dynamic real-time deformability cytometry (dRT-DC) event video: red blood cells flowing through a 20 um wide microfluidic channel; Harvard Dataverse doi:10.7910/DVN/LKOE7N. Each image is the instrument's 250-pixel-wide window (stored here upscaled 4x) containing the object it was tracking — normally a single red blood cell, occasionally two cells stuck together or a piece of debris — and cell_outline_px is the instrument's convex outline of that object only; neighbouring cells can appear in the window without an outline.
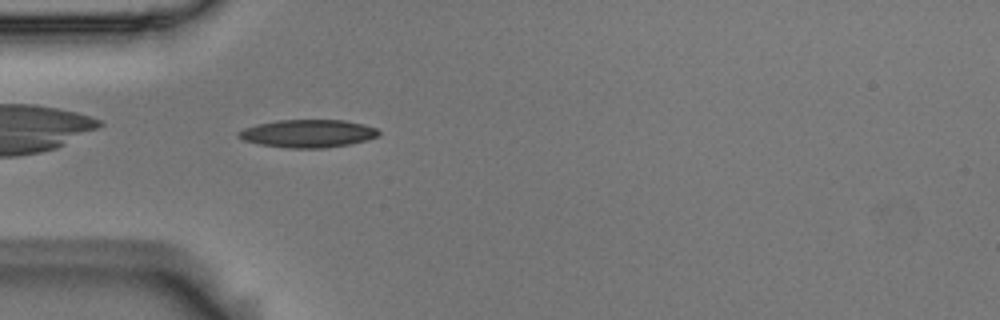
{"species": "Egyptian fruit bat (a non-hibernating species)", "species_latin": "Rousettus aegyptiacus", "temperature_condition": "room temperature", "stored_images_in_passage": 3, "camera_frame_rate_fps": 3000, "um_per_image_px": 0.085, "animal": {"sex": "male"}, "frame": {"image": 1, "passage_image": 3, "time_ms": 0.667, "image_size_px": [1000, 320], "cell_outline_px": [[380, 136], [368, 140], [348, 144], [324, 148], [288, 148], [260, 144], [244, 140], [236, 136], [236, 132], [244, 128], [256, 124], [280, 120], [344, 120], [364, 124], [376, 128], [380, 132]], "centroid_in_image_um": [26.18, 11.34], "position_along_channel_um": 58.8, "area_um2": 22.83}}